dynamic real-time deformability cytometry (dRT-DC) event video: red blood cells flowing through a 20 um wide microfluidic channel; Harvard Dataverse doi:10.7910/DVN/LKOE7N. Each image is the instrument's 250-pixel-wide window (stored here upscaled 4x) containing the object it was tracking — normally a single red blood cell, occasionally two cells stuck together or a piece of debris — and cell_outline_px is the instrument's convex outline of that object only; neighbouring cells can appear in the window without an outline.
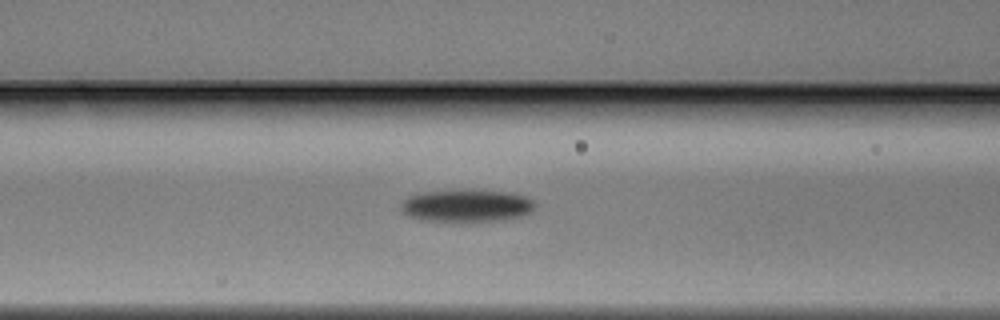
{"species": "Egyptian fruit bat (a non-hibernating species)", "species_latin": "Rousettus aegyptiacus", "temperature_condition": "warm", "stored_images_in_passage": 34, "camera_frame_rate_fps": 3000, "um_per_image_px": 0.085, "animal": {"sex": "male"}, "frame": {"image": 1, "passage_image": 8, "time_ms": 2.333, "image_size_px": [1000, 320], "cell_outline_px": [[536, 204], [532, 212], [524, 216], [500, 220], [428, 220], [412, 216], [404, 212], [400, 208], [400, 204], [408, 196], [424, 192], [452, 188], [460, 188], [508, 192], [524, 196], [532, 200]], "centroid_in_image_um": [39.69, 17.43], "position_along_channel_um": 126.9, "area_um2": 25.37}}
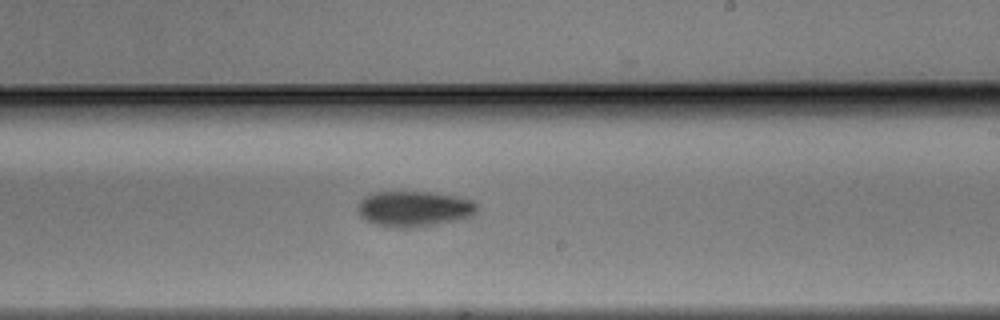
{"frame": {"image": 2, "passage_image": 17, "time_ms": 5.333, "image_size_px": [1000, 320], "cell_outline_px": [[476, 212], [472, 216], [432, 224], [396, 228], [376, 224], [360, 216], [356, 208], [356, 204], [364, 196], [372, 192], [428, 192], [452, 196], [472, 200], [476, 204]], "centroid_in_image_um": [35.11, 17.72], "position_along_channel_um": 253.9, "area_um2": 24.22}}
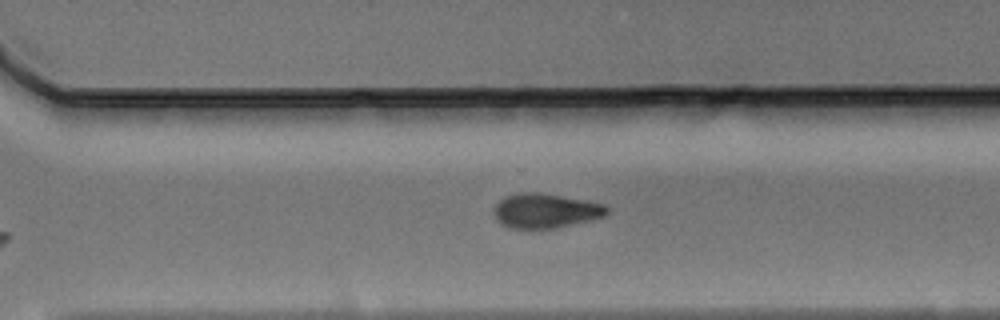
{"frame": {"image": 3, "passage_image": 22, "time_ms": 7.0, "image_size_px": [1000, 320], "cell_outline_px": [[608, 212], [604, 216], [552, 228], [508, 228], [500, 224], [496, 220], [492, 208], [504, 196], [520, 192], [536, 192], [560, 196], [604, 204], [608, 208]], "centroid_in_image_um": [46.27, 17.91], "position_along_channel_um": 324.3, "area_um2": 22.43}}